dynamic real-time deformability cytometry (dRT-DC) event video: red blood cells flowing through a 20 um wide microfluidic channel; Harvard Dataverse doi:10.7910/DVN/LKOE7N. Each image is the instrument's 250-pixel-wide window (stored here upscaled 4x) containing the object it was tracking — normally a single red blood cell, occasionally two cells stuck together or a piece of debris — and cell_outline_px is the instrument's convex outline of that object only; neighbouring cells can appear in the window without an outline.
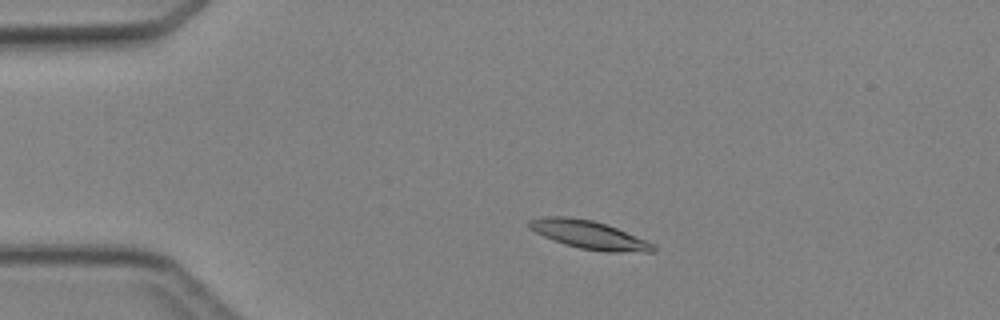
{"species": "Egyptian fruit bat (a non-hibernating species)", "species_latin": "Rousettus aegyptiacus", "temperature_condition": "cold", "stored_images_in_passage": 3, "camera_frame_rate_fps": 3000, "um_per_image_px": 0.085, "animal": {"sex": "female"}, "frame": {"image": 1, "passage_image": 2, "time_ms": 1.0, "image_size_px": [1000, 320], "cell_outline_px": [[656, 252], [604, 252], [580, 248], [564, 244], [552, 240], [528, 228], [528, 220], [544, 216], [564, 216], [592, 220], [608, 224], [648, 240], [656, 244]], "centroid_in_image_um": [50.12, 19.96], "position_along_channel_um": 34.9, "area_um2": 20.81}}